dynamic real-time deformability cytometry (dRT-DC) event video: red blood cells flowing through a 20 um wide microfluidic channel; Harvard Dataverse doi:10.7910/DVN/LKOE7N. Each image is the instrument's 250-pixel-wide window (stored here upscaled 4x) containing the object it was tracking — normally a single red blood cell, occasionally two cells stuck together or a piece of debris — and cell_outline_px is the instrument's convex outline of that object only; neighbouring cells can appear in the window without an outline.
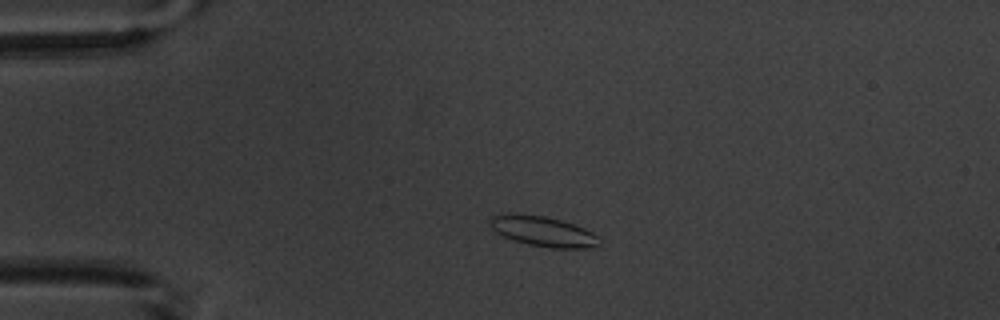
{"species": "common noctule bat (a hibernating species)", "species_latin": "Nyctalus noctula", "temperature_condition": "warm", "stored_images_in_passage": 3, "camera_frame_rate_fps": 3000, "um_per_image_px": 0.085, "animal": {"sex": "male", "body_mass_g": 20.1, "forearm_length_mm": 53.5}, "frame": {"image": 1, "passage_image": 2, "time_ms": 1.0, "image_size_px": [1000, 320], "cell_outline_px": [[600, 244], [592, 248], [552, 248], [528, 244], [512, 240], [496, 232], [488, 224], [492, 216], [508, 212], [516, 212], [544, 216], [560, 220], [584, 228], [592, 232], [596, 236]], "centroid_in_image_um": [46.11, 19.65], "position_along_channel_um": 38.9, "area_um2": 19.31}}